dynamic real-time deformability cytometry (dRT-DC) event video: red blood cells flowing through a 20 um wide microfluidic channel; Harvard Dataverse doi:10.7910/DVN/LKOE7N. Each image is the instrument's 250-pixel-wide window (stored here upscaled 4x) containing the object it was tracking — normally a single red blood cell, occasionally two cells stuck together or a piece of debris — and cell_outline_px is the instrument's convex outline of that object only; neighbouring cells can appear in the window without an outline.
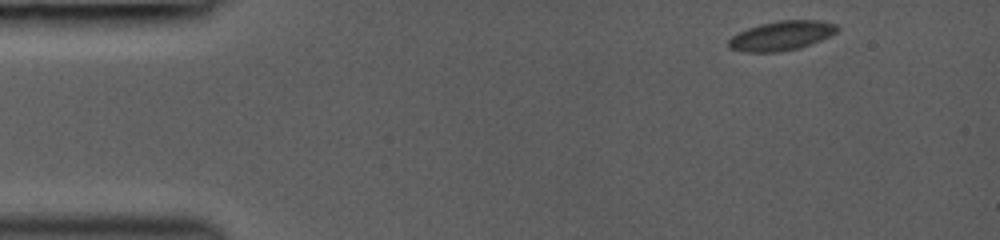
{"species": "common noctule bat (a hibernating species)", "species_latin": "Nyctalus noctula", "temperature_condition": "room temperature", "stored_images_in_passage": 42, "camera_frame_rate_fps": 3000, "um_per_image_px": 0.085, "animal": {"sex": "female", "body_mass_g": 19.0, "forearm_length_mm": 53.3}, "frame": {"image": 1, "passage_image": 1, "time_ms": 0.0, "image_size_px": [1000, 240], "cell_outline_px": [[840, 28], [836, 32], [820, 40], [800, 48], [776, 52], [744, 52], [728, 48], [728, 40], [732, 36], [748, 28], [760, 24], [780, 20], [820, 20], [836, 24]], "centroid_in_image_um": [66.42, 3.03], "position_along_channel_um": 18.6, "area_um2": 18.55}}
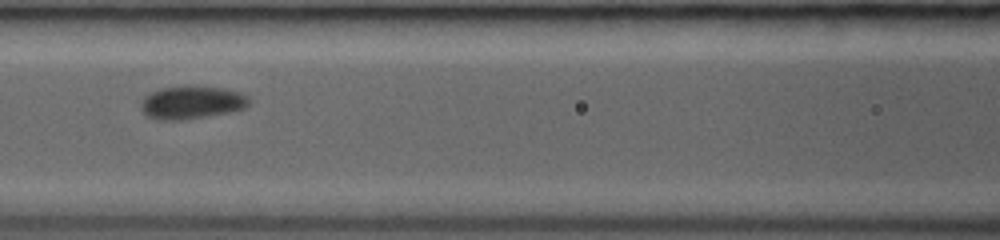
{"frame": {"image": 2, "passage_image": 17, "time_ms": 5.333, "image_size_px": [1000, 240], "cell_outline_px": [[248, 104], [244, 108], [228, 112], [208, 116], [180, 120], [160, 120], [148, 116], [140, 108], [140, 104], [144, 96], [160, 88], [188, 84], [224, 88], [248, 96]], "centroid_in_image_um": [16.25, 8.68], "position_along_channel_um": 150.4, "area_um2": 20.92}}
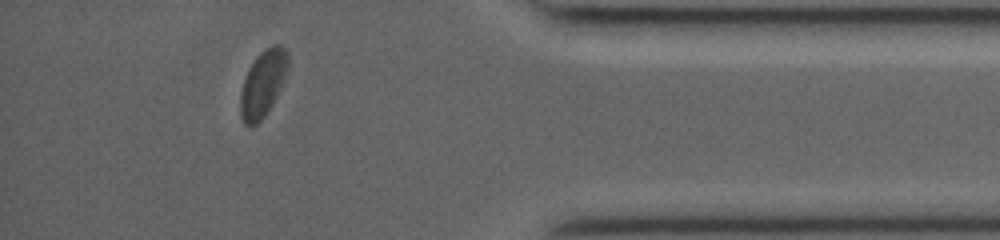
{"frame": {"image": 3, "passage_image": 37, "time_ms": 12.0, "image_size_px": [1000, 240], "cell_outline_px": [[288, 68], [276, 96], [272, 104], [264, 116], [256, 124], [244, 124], [240, 112], [240, 92], [248, 68], [256, 56], [264, 48], [272, 44], [280, 44], [288, 52]], "centroid_in_image_um": [22.34, 7.04], "position_along_channel_um": 412.9, "area_um2": 18.26}, "authors_computed_cell_mechanics": {"area_um2": 18.8717, "velocity_mm_per_s": 4.2306, "shape_relaxation_time_tau1_ms": 1.4266, "shape_relaxation_time_tau2_ms": null, "deformation_change_tau1": 0.063, "deformation_change_tau2": null}}